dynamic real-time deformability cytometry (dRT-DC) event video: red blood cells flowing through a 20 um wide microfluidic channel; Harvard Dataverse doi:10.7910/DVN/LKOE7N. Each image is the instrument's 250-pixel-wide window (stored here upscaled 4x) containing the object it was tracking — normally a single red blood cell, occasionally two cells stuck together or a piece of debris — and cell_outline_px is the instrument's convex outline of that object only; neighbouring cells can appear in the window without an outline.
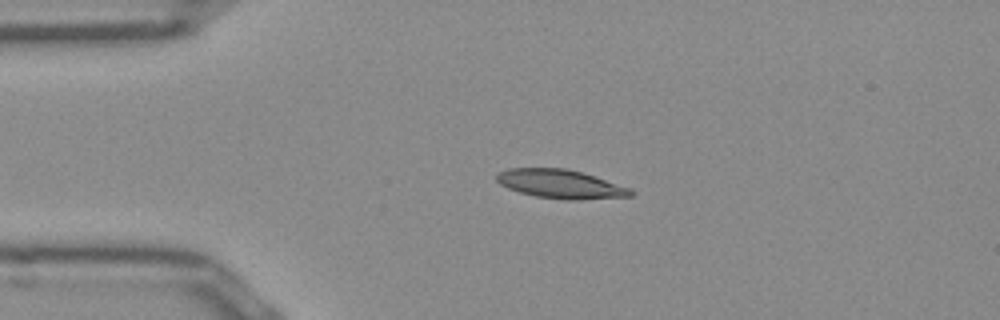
{"species": "Egyptian fruit bat (a non-hibernating species)", "species_latin": "Rousettus aegyptiacus", "temperature_condition": "room temperature", "stored_images_in_passage": 41, "camera_frame_rate_fps": 3000, "um_per_image_px": 0.085, "frame": {"image": 1, "passage_image": 1, "time_ms": 0.0, "image_size_px": [1000, 320], "cell_outline_px": [[632, 196], [576, 200], [568, 200], [536, 196], [520, 192], [508, 188], [500, 184], [496, 180], [496, 176], [500, 172], [508, 168], [564, 168], [580, 172], [632, 188]], "centroid_in_image_um": [47.64, 15.64], "position_along_channel_um": 37.4, "area_um2": 22.25}}
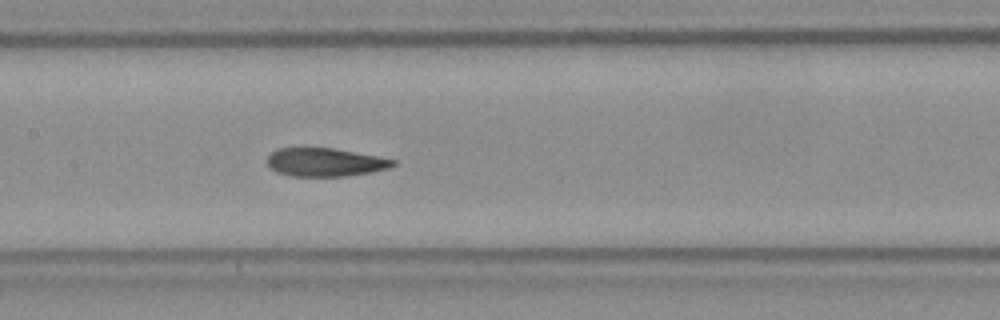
{"frame": {"image": 2, "passage_image": 14, "time_ms": 4.333, "image_size_px": [1000, 320], "cell_outline_px": [[396, 164], [388, 168], [348, 176], [292, 176], [276, 172], [268, 164], [268, 156], [276, 148], [332, 148], [376, 156], [396, 160]], "centroid_in_image_um": [27.61, 13.79], "position_along_channel_um": 179.8, "area_um2": 20.52}}
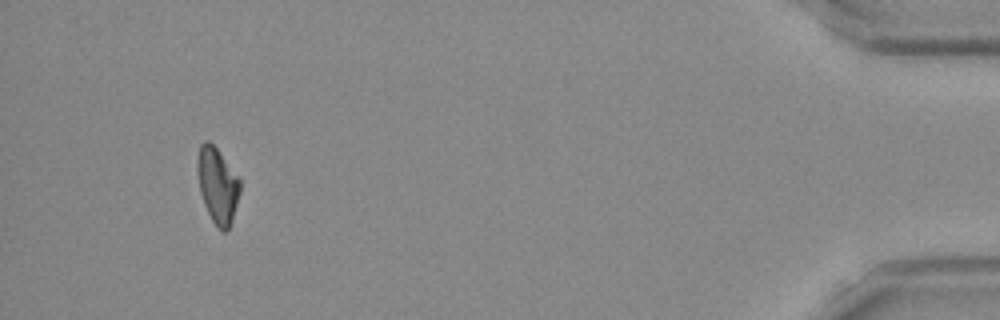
{"frame": {"image": 3, "passage_image": 41, "time_ms": 13.333, "image_size_px": [1000, 320], "cell_outline_px": [[240, 192], [232, 220], [228, 228], [224, 232], [212, 220], [204, 204], [200, 192], [196, 164], [200, 144], [204, 140], [208, 140], [216, 148], [240, 180]], "centroid_in_image_um": [18.47, 15.73], "position_along_channel_um": 416.7, "area_um2": 18.38}, "authors_computed_cell_mechanics": {"area_um2": 21.8484, "velocity_mm_per_s": 3.9217, "shape_relaxation_time_tau1_ms": null, "shape_relaxation_time_tau2_ms": 2.0735, "deformation_change_tau1": null, "deformation_change_tau2": 0.083}}